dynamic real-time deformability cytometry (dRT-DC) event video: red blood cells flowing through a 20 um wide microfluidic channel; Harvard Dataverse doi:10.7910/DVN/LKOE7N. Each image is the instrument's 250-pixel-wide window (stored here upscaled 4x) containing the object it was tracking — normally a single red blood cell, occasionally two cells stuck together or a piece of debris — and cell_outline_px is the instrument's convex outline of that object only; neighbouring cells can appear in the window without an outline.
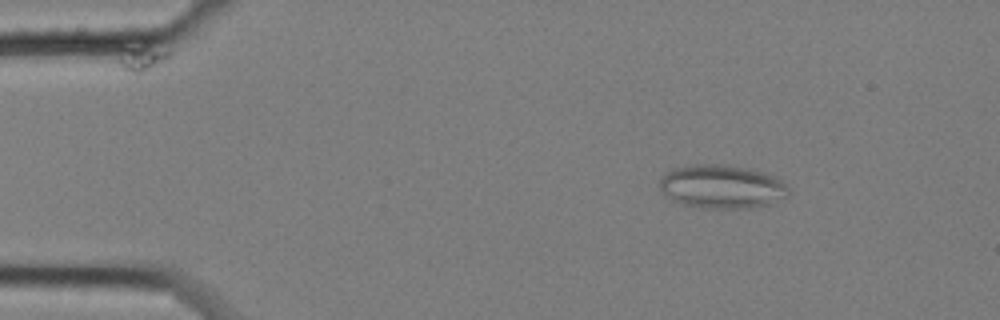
{"species": "common noctule bat (a hibernating species)", "species_latin": "Nyctalus noctula", "temperature_condition": "cold", "stored_images_in_passage": 56, "camera_frame_rate_fps": 3000, "um_per_image_px": 0.085, "animal": {"sex": "female", "body_mass_g": 25.1}, "frame": {"image": 1, "passage_image": 6, "time_ms": 1.667, "image_size_px": [1000, 320], "cell_outline_px": [[788, 196], [768, 204], [748, 208], [704, 208], [684, 204], [672, 200], [664, 196], [660, 188], [660, 180], [672, 168], [692, 164], [728, 164], [748, 168], [776, 176], [788, 188]], "centroid_in_image_um": [61.34, 15.85], "position_along_channel_um": 23.7, "area_um2": 32.77}}
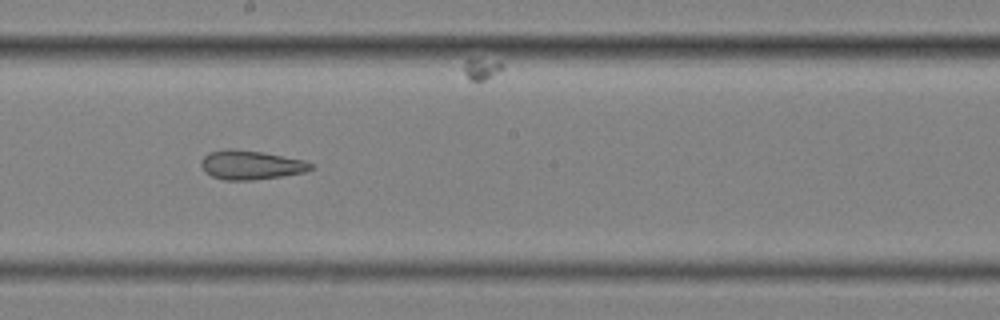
{"frame": {"image": 2, "passage_image": 30, "time_ms": 9.667, "image_size_px": [1000, 320], "cell_outline_px": [[316, 168], [304, 172], [280, 176], [252, 180], [224, 180], [212, 176], [204, 172], [200, 164], [200, 160], [208, 152], [228, 148], [232, 148], [264, 152], [304, 160], [312, 164]], "centroid_in_image_um": [21.29, 14.01], "position_along_channel_um": 226.9, "area_um2": 18.79}}
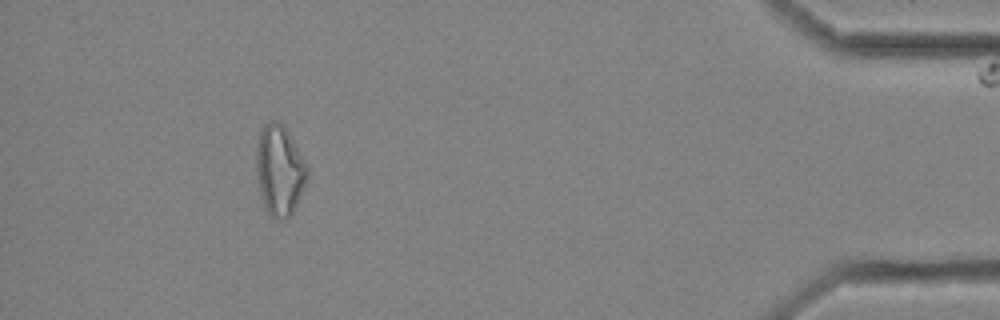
{"frame": {"image": 3, "passage_image": 51, "time_ms": 16.667, "image_size_px": [1000, 320], "cell_outline_px": [[308, 176], [304, 188], [288, 220], [280, 220], [268, 216], [264, 208], [260, 192], [256, 168], [256, 144], [260, 128], [264, 124], [272, 120], [276, 120], [288, 132], [304, 160], [308, 168]], "centroid_in_image_um": [23.74, 14.5], "position_along_channel_um": 411.5, "area_um2": 26.93}, "authors_computed_cell_mechanics": {"area_um2": 23.698, "velocity_mm_per_s": 3.4612, "shape_relaxation_time_tau1_ms": null, "shape_relaxation_time_tau2_ms": 3.852, "deformation_change_tau1": null, "deformation_change_tau2": 0.1326}}